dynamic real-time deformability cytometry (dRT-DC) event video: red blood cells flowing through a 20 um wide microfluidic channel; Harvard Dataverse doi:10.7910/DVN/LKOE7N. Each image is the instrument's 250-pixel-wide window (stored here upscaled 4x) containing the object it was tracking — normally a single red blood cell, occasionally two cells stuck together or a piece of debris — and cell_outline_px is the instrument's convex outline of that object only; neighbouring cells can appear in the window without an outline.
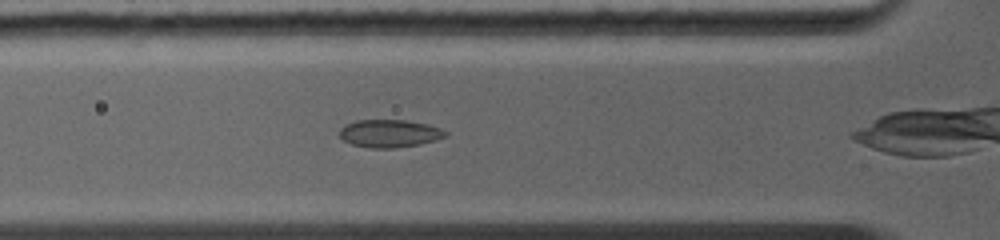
{"species": "common noctule bat (a hibernating species)", "species_latin": "Nyctalus noctula", "temperature_condition": "warm", "stored_images_in_passage": 21, "camera_frame_rate_fps": 5000, "um_per_image_px": 0.085, "animal": {"sex": "female", "body_mass_g": 19.0, "forearm_length_mm": 56.7}, "frame": {"image": 1, "passage_image": 4, "time_ms": 1.4, "image_size_px": [1000, 240], "cell_outline_px": [[448, 136], [436, 140], [420, 144], [396, 148], [372, 148], [352, 144], [344, 140], [340, 136], [340, 128], [344, 124], [356, 120], [404, 120], [428, 124], [440, 128], [448, 132]], "centroid_in_image_um": [33.13, 11.34], "position_along_channel_um": 92.7, "area_um2": 17.22}}
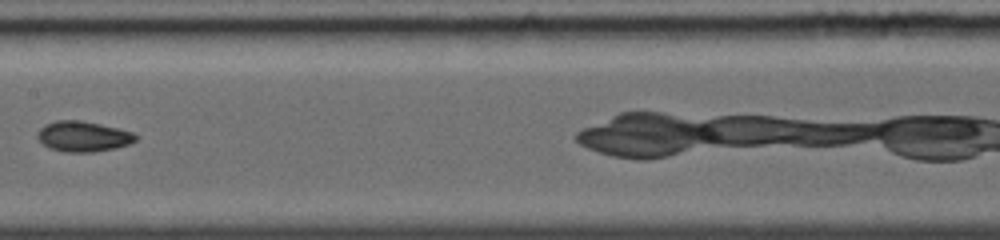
{"frame": {"image": 2, "passage_image": 9, "time_ms": 3.8, "image_size_px": [1000, 240], "cell_outline_px": [[136, 140], [128, 144], [116, 148], [92, 152], [68, 152], [52, 148], [44, 144], [36, 136], [40, 128], [44, 124], [56, 120], [80, 120], [100, 124], [132, 132], [136, 136]], "centroid_in_image_um": [7.05, 11.58], "position_along_channel_um": 200.3, "area_um2": 17.17}}
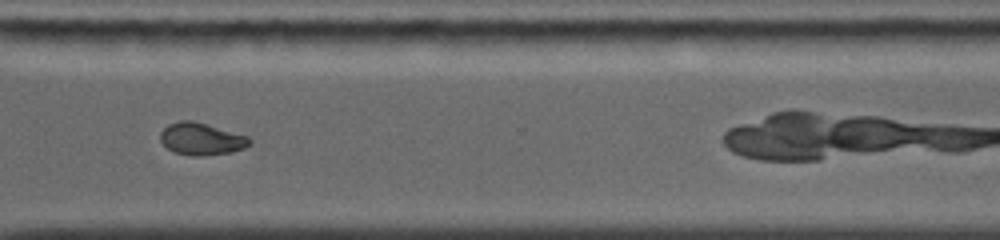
{"frame": {"image": 3, "passage_image": 16, "time_ms": 7.2, "image_size_px": [1000, 240], "cell_outline_px": [[252, 140], [244, 148], [232, 152], [204, 156], [192, 156], [172, 152], [160, 140], [160, 132], [168, 124], [180, 120], [192, 120], [248, 136]], "centroid_in_image_um": [17.09, 11.81], "position_along_channel_um": 353.5, "area_um2": 16.76}}